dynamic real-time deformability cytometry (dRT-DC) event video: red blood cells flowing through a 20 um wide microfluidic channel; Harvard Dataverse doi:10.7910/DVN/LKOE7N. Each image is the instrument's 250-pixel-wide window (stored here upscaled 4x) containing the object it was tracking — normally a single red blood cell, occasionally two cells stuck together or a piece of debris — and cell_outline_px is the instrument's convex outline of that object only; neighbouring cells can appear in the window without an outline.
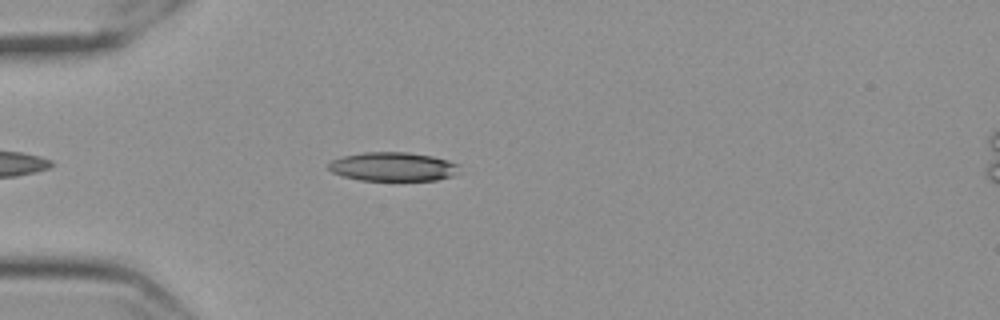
{"species": "Egyptian fruit bat (a non-hibernating species)", "species_latin": "Rousettus aegyptiacus", "temperature_condition": "cold", "stored_images_in_passage": 45, "camera_frame_rate_fps": 3000, "um_per_image_px": 0.085, "frame": {"image": 1, "passage_image": 7, "time_ms": 2.0, "image_size_px": [1000, 320], "cell_outline_px": [[460, 164], [452, 176], [436, 180], [360, 180], [344, 176], [332, 172], [328, 168], [328, 164], [332, 160], [344, 156], [364, 152], [408, 152], [432, 156], [448, 160]], "centroid_in_image_um": [33.39, 14.16], "position_along_channel_um": 51.6, "area_um2": 21.85}}
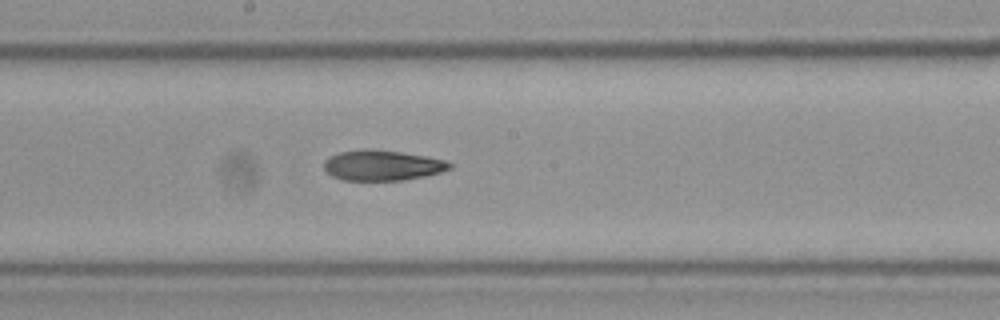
{"frame": {"image": 2, "passage_image": 22, "time_ms": 7.0, "image_size_px": [1000, 320], "cell_outline_px": [[452, 168], [440, 172], [424, 176], [404, 180], [344, 180], [332, 176], [324, 168], [324, 160], [340, 152], [364, 148], [368, 148], [400, 152], [428, 156], [444, 160], [452, 164]], "centroid_in_image_um": [32.5, 14.05], "position_along_channel_um": 215.7, "area_um2": 22.2}}
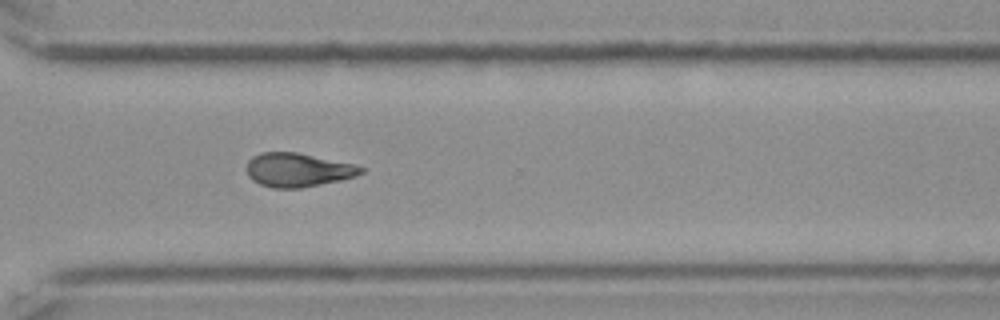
{"frame": {"image": 3, "passage_image": 33, "time_ms": 10.667, "image_size_px": [1000, 320], "cell_outline_px": [[364, 172], [356, 176], [340, 180], [300, 188], [272, 188], [260, 184], [252, 180], [248, 176], [248, 160], [252, 156], [260, 152], [296, 152], [352, 164], [364, 168]], "centroid_in_image_um": [25.29, 14.44], "position_along_channel_um": 345.3, "area_um2": 22.31}, "authors_computed_cell_mechanics": {"area_um2": 22.3108, "velocity_mm_per_s": 3.5442, "shape_relaxation_time_tau1_ms": 5.9609, "shape_relaxation_time_tau2_ms": null, "deformation_change_tau1": 0.1439, "deformation_change_tau2": null}}